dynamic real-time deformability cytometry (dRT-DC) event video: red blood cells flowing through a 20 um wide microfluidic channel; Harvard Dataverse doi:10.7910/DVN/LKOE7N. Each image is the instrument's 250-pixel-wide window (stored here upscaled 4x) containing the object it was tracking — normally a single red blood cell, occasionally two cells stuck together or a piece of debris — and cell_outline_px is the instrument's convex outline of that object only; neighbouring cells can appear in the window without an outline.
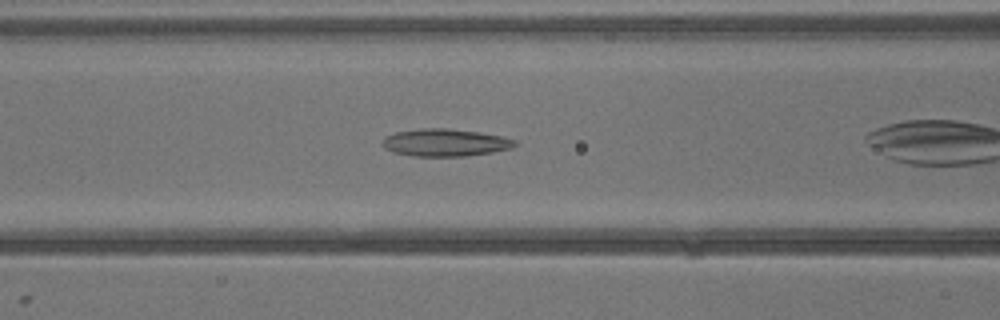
{"species": "common noctule bat (a hibernating species)", "species_latin": "Nyctalus noctula", "temperature_condition": "warm", "stored_images_in_passage": 19, "camera_frame_rate_fps": 3000, "um_per_image_px": 0.085, "animal": {"sex": "male", "body_mass_g": 13.3}, "frame": {"image": 1, "passage_image": 4, "time_ms": 1.0, "image_size_px": [1000, 320], "cell_outline_px": [[516, 144], [512, 148], [492, 152], [468, 156], [412, 156], [392, 152], [384, 148], [384, 140], [388, 136], [396, 132], [420, 128], [448, 128], [480, 132], [500, 136], [516, 140]], "centroid_in_image_um": [37.86, 12.12], "position_along_channel_um": 128.7, "area_um2": 21.1}}
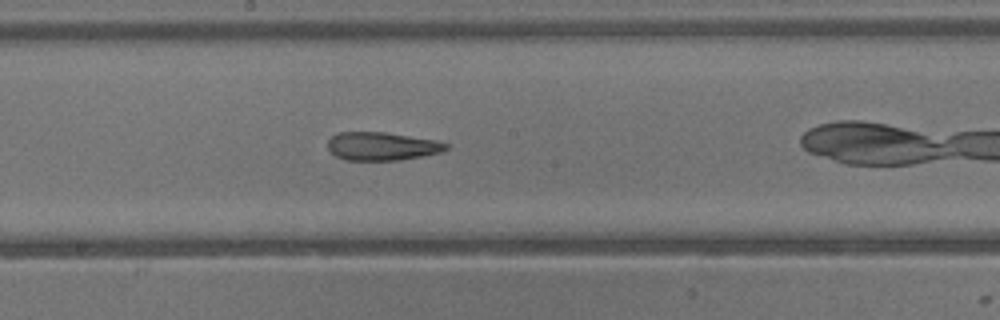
{"frame": {"image": 2, "passage_image": 9, "time_ms": 2.667, "image_size_px": [1000, 320], "cell_outline_px": [[448, 148], [440, 152], [400, 160], [344, 160], [336, 156], [328, 148], [328, 140], [336, 132], [384, 132], [436, 140], [448, 144]], "centroid_in_image_um": [32.43, 12.42], "position_along_channel_um": 215.8, "area_um2": 19.36}}
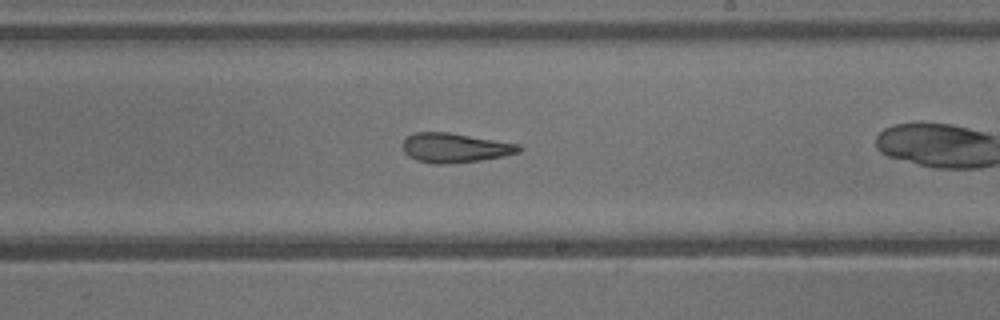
{"frame": {"image": 3, "passage_image": 11, "time_ms": 3.333, "image_size_px": [1000, 320], "cell_outline_px": [[524, 148], [520, 152], [504, 156], [480, 160], [444, 164], [432, 164], [416, 160], [408, 156], [404, 152], [404, 140], [408, 136], [416, 132], [448, 132], [520, 144]], "centroid_in_image_um": [38.7, 12.57], "position_along_channel_um": 250.3, "area_um2": 19.94}}